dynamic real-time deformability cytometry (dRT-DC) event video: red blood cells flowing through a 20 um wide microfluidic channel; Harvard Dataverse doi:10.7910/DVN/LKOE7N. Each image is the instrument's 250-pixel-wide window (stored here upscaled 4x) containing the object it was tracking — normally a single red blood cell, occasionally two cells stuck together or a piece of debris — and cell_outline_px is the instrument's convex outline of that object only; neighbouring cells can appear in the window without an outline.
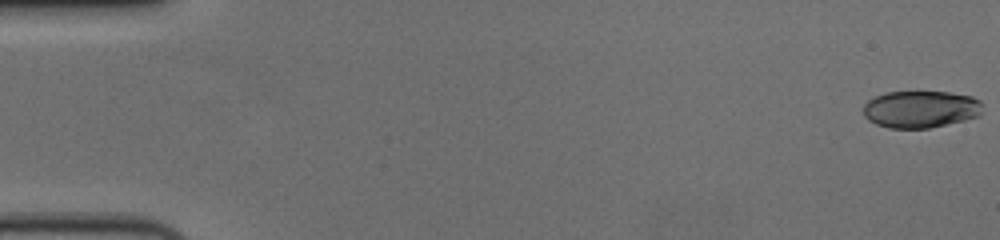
{"species": "human", "species_latin": "Homo sapiens", "temperature_condition": "cold", "stored_images_in_passage": 58, "camera_frame_rate_fps": 3000, "um_per_image_px": 0.085, "donor": {"sex": "female"}, "frame": {"image": 1, "passage_image": 1, "time_ms": 0.0, "image_size_px": [1000, 240], "cell_outline_px": [[980, 116], [964, 120], [928, 128], [888, 128], [876, 124], [868, 120], [864, 116], [864, 104], [868, 100], [884, 92], [916, 88], [948, 92], [972, 96], [980, 100]], "centroid_in_image_um": [78.21, 9.23], "position_along_channel_um": 6.8, "area_um2": 26.65}}
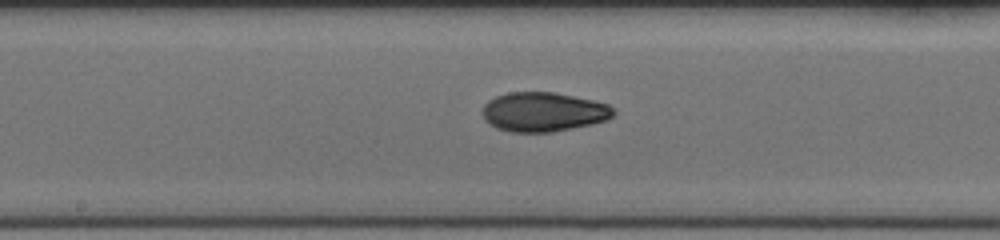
{"frame": {"image": 2, "passage_image": 31, "time_ms": 10.0, "image_size_px": [1000, 240], "cell_outline_px": [[616, 112], [608, 120], [592, 124], [552, 132], [512, 132], [496, 128], [488, 124], [484, 120], [480, 112], [484, 104], [488, 100], [496, 96], [508, 92], [556, 92], [592, 100], [608, 104]], "centroid_in_image_um": [46.15, 9.51], "position_along_channel_um": 202.1, "area_um2": 30.35}}
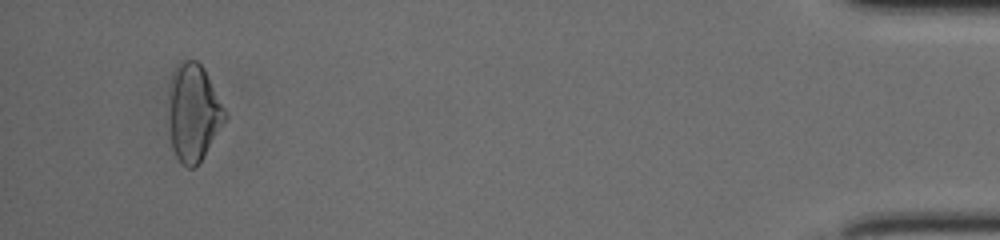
{"frame": {"image": 3, "passage_image": 55, "time_ms": 18.0, "image_size_px": [1000, 240], "cell_outline_px": [[228, 116], [196, 168], [188, 168], [176, 156], [172, 148], [168, 128], [168, 100], [172, 72], [180, 60], [196, 60], [204, 68]], "centroid_in_image_um": [16.41, 9.56], "position_along_channel_um": 418.8, "area_um2": 32.08}, "authors_computed_cell_mechanics": {"area_um2": 29.5647, "velocity_mm_per_s": 3.657, "shape_relaxation_time_tau1_ms": 5.0047, "shape_relaxation_time_tau2_ms": 2.9289, "deformation_change_tau1": 0.1677, "deformation_change_tau2": 0.0736}}